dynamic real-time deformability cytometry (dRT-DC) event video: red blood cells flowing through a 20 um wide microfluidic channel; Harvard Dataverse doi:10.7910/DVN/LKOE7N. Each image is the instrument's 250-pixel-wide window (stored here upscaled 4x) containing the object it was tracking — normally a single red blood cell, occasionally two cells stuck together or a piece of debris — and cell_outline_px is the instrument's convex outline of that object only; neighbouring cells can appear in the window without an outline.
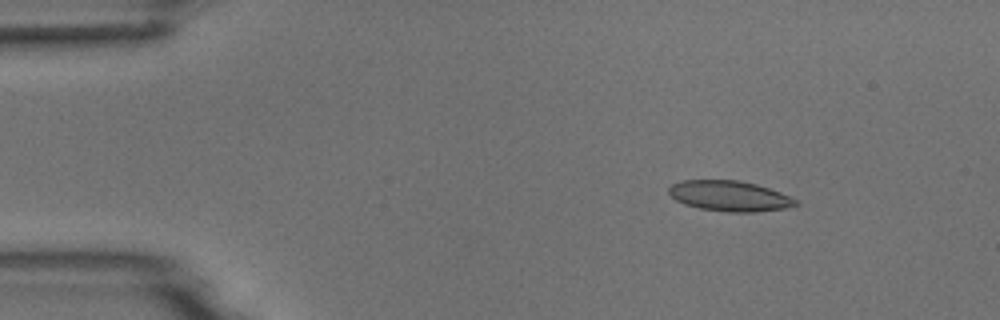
{"species": "common noctule bat (a hibernating species)", "species_latin": "Nyctalus noctula", "temperature_condition": "room temperature", "stored_images_in_passage": 5, "camera_frame_rate_fps": 3000, "um_per_image_px": 0.085, "animal": {"sex": "male", "body_mass_g": 18.8}, "frame": {"image": 1, "passage_image": 3, "time_ms": 2.0, "image_size_px": [1000, 320], "cell_outline_px": [[800, 204], [784, 208], [756, 212], [728, 212], [700, 208], [684, 204], [676, 200], [668, 192], [668, 188], [672, 184], [680, 180], [740, 180], [756, 184], [780, 192], [796, 200]], "centroid_in_image_um": [61.99, 16.65], "position_along_channel_um": 23.0, "area_um2": 22.43}}